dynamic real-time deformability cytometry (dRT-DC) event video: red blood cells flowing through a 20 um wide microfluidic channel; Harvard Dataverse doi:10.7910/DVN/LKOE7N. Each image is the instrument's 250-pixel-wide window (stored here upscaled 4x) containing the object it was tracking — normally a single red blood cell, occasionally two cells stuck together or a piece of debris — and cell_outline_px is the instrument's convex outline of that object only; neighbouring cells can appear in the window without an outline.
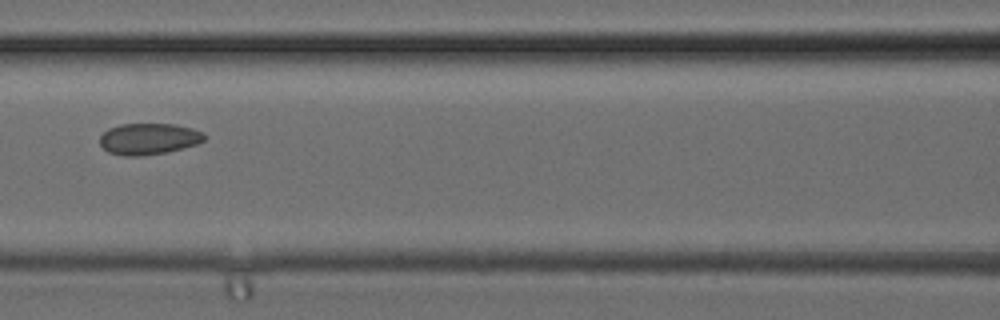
{"species": "common noctule bat (a hibernating species)", "species_latin": "Nyctalus noctula", "temperature_condition": "cold", "stored_images_in_passage": 5, "camera_frame_rate_fps": 3000, "um_per_image_px": 0.085, "animal": {"sex": "female", "body_mass_g": 24.6, "forearm_length_mm": 56.2}, "frame": {"image": 1, "passage_image": 5, "time_ms": 1.333, "image_size_px": [1000, 320], "cell_outline_px": [[204, 140], [196, 144], [168, 152], [140, 156], [124, 156], [108, 152], [100, 144], [100, 136], [108, 128], [120, 124], [176, 124], [192, 128], [204, 132]], "centroid_in_image_um": [12.63, 11.8], "position_along_channel_um": 154.0, "area_um2": 19.13}}